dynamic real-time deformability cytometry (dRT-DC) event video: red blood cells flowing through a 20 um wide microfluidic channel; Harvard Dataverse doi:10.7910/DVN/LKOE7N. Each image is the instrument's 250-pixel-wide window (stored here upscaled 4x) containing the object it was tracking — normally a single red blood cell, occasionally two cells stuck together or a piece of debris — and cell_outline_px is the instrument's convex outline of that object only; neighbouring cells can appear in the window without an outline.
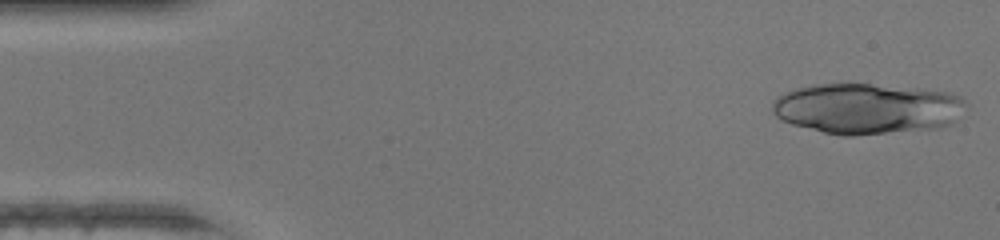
{"species": "human", "species_latin": "Homo sapiens", "temperature_condition": "warm", "stored_images_in_passage": 45, "camera_frame_rate_fps": 3000, "um_per_image_px": 0.085, "donor": {"sex": "female"}, "frame": {"image": 1, "passage_image": 1, "time_ms": 0.0, "image_size_px": [1000, 240], "cell_outline_px": [[968, 104], [956, 120], [952, 124], [940, 128], [852, 136], [844, 136], [824, 132], [792, 124], [780, 120], [772, 112], [772, 100], [776, 96], [796, 88], [812, 84], [872, 84], [916, 88], [952, 92], [960, 96]], "centroid_in_image_um": [73.71, 9.23], "position_along_channel_um": 11.3, "area_um2": 57.74}}